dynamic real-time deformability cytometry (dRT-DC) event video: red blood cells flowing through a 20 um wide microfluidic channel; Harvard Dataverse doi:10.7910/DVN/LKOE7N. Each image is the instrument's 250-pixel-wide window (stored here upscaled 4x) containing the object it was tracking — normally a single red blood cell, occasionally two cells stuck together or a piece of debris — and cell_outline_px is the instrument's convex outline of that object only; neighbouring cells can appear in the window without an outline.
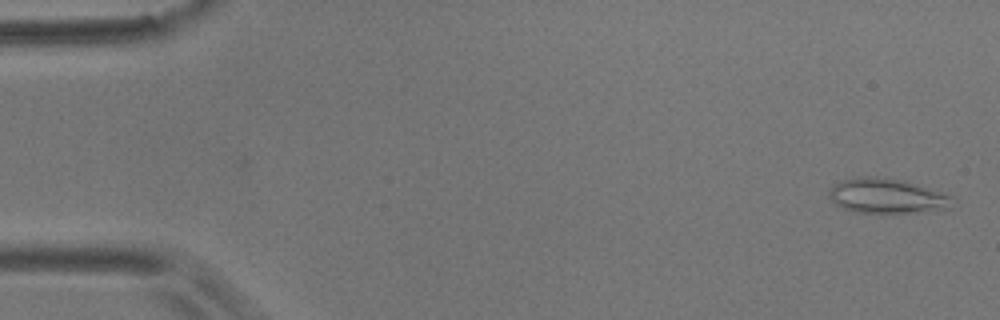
{"species": "common noctule bat (a hibernating species)", "species_latin": "Nyctalus noctula", "temperature_condition": "room temperature", "stored_images_in_passage": 5, "camera_frame_rate_fps": 3000, "um_per_image_px": 0.085, "animal": {"sex": "male", "body_mass_g": 17.9}, "frame": {"image": 1, "passage_image": 1, "time_ms": 0.0, "image_size_px": [1000, 320], "cell_outline_px": [[956, 196], [948, 208], [888, 216], [884, 216], [852, 212], [836, 204], [828, 196], [828, 188], [844, 180], [860, 176], [868, 176], [900, 180]], "centroid_in_image_um": [75.37, 16.72], "position_along_channel_um": 9.6, "area_um2": 25.66}}